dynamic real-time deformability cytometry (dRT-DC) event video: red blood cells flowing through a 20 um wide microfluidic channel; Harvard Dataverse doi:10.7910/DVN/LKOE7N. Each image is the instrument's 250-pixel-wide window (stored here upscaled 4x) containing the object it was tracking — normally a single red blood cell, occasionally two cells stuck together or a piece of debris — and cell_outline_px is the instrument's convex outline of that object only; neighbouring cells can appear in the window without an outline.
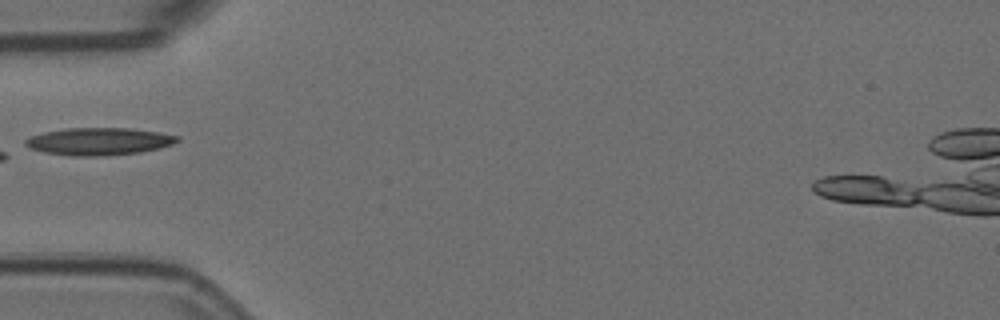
{"species": "Egyptian fruit bat (a non-hibernating species)", "species_latin": "Rousettus aegyptiacus", "temperature_condition": "room temperature", "stored_images_in_passage": 3, "camera_frame_rate_fps": 3000, "um_per_image_px": 0.085, "animal": {"sex": "female"}, "frame": {"image": 1, "passage_image": 3, "time_ms": 0.667, "image_size_px": [1000, 320], "cell_outline_px": [[180, 140], [172, 144], [160, 148], [140, 152], [100, 156], [72, 156], [44, 152], [32, 148], [24, 144], [24, 140], [28, 136], [44, 132], [64, 128], [128, 128], [160, 132], [180, 136]], "centroid_in_image_um": [8.41, 12.01], "position_along_channel_um": 76.6, "area_um2": 24.33}}